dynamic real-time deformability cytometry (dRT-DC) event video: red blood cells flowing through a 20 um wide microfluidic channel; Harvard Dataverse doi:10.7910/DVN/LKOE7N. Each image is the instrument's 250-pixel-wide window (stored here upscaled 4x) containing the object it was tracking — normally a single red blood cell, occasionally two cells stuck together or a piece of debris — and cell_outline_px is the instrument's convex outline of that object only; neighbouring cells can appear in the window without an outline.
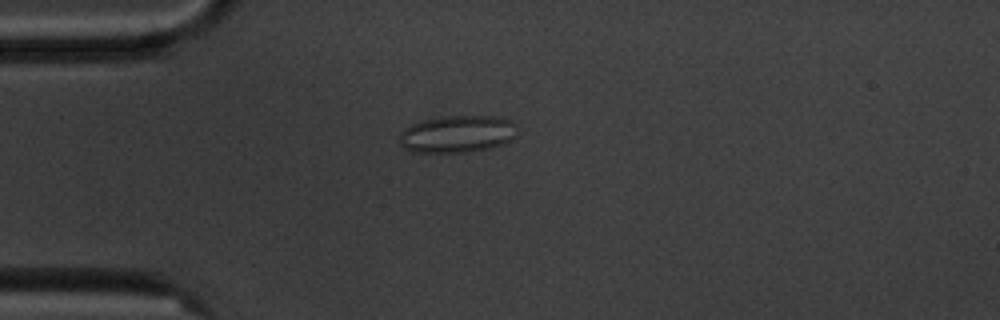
{"species": "common noctule bat (a hibernating species)", "species_latin": "Nyctalus noctula", "temperature_condition": "cold", "stored_images_in_passage": 7, "camera_frame_rate_fps": 3000, "um_per_image_px": 0.085, "animal": {"sex": "male", "body_mass_g": 20.1, "forearm_length_mm": 53.5}, "frame": {"image": 1, "passage_image": 5, "time_ms": 4.667, "image_size_px": [1000, 320], "cell_outline_px": [[516, 136], [504, 144], [488, 148], [468, 152], [412, 152], [404, 148], [400, 144], [400, 132], [404, 128], [412, 124], [424, 120], [444, 116], [496, 116], [512, 120], [516, 124]], "centroid_in_image_um": [38.89, 11.39], "position_along_channel_um": 46.1, "area_um2": 25.66}}
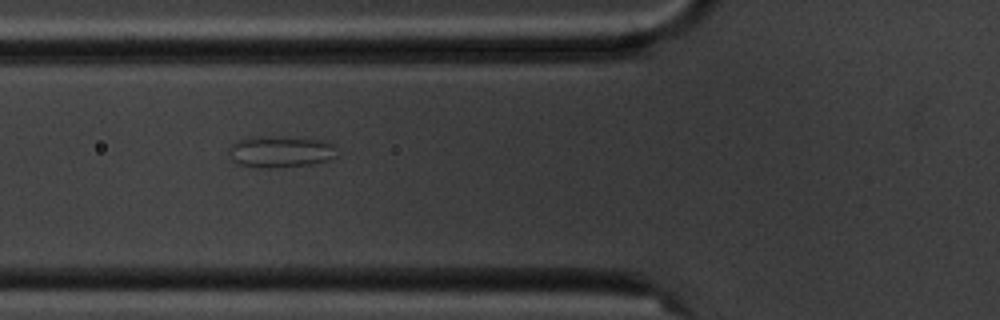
{"frame": {"image": 2, "passage_image": 7, "time_ms": 6.667, "image_size_px": [1000, 320], "cell_outline_px": [[336, 156], [328, 160], [312, 164], [268, 168], [260, 168], [236, 164], [228, 160], [228, 144], [236, 140], [252, 136], [280, 136], [320, 140], [332, 144]], "centroid_in_image_um": [23.69, 12.89], "position_along_channel_um": 102.1, "area_um2": 20.29}}